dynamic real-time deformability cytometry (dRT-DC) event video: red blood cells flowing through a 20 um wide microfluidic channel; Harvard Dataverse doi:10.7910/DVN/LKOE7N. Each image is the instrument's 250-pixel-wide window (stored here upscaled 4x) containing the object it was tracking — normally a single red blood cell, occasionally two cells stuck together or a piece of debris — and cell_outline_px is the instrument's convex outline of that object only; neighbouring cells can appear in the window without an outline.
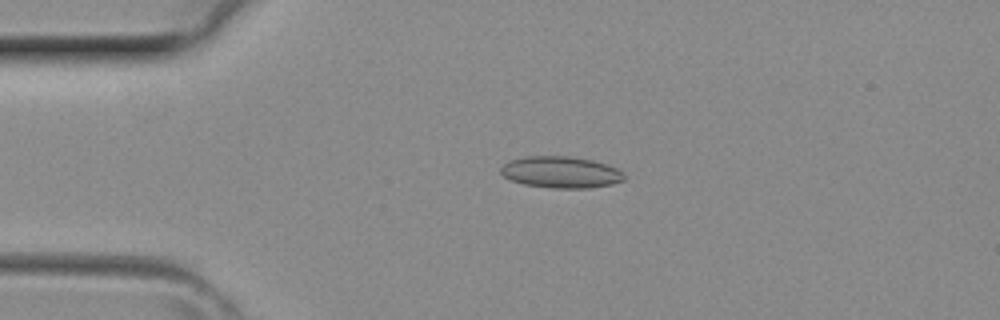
{"species": "common noctule bat (a hibernating species)", "species_latin": "Nyctalus noctula", "temperature_condition": "room temperature", "stored_images_in_passage": 3, "camera_frame_rate_fps": 3000, "um_per_image_px": 0.085, "animal": {"sex": "female", "body_mass_g": 29.2, "forearm_length_mm": 56.3}, "frame": {"image": 1, "passage_image": 2, "time_ms": 0.333, "image_size_px": [1000, 320], "cell_outline_px": [[624, 180], [612, 184], [588, 188], [552, 188], [524, 184], [512, 180], [504, 176], [500, 172], [500, 168], [508, 160], [524, 156], [572, 156], [592, 160], [608, 164], [616, 168], [624, 176]], "centroid_in_image_um": [47.65, 14.62], "position_along_channel_um": 37.3, "area_um2": 22.72}}